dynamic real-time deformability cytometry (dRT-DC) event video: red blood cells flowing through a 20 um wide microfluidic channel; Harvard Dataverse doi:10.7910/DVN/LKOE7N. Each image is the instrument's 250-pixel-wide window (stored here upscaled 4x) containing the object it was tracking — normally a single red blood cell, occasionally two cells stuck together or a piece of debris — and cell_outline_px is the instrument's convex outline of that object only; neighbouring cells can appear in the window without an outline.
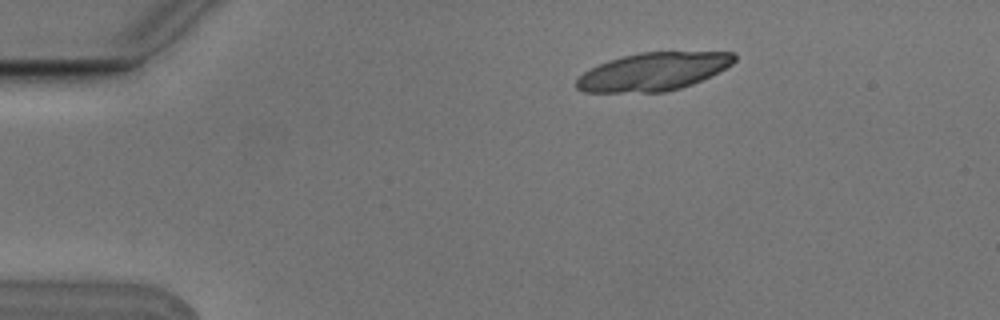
{"species": "Egyptian fruit bat (a non-hibernating species)", "species_latin": "Rousettus aegyptiacus", "temperature_condition": "cold", "stored_images_in_passage": 4, "camera_frame_rate_fps": 3000, "um_per_image_px": 0.085, "animal": {"sex": "male"}, "frame": {"image": 1, "passage_image": 2, "time_ms": 0.333, "image_size_px": [1000, 320], "cell_outline_px": [[736, 60], [732, 64], [692, 84], [680, 88], [664, 92], [584, 92], [576, 88], [576, 80], [584, 72], [608, 60], [640, 52], [736, 52]], "centroid_in_image_um": [55.52, 6.08], "position_along_channel_um": 29.5, "area_um2": 34.56}}